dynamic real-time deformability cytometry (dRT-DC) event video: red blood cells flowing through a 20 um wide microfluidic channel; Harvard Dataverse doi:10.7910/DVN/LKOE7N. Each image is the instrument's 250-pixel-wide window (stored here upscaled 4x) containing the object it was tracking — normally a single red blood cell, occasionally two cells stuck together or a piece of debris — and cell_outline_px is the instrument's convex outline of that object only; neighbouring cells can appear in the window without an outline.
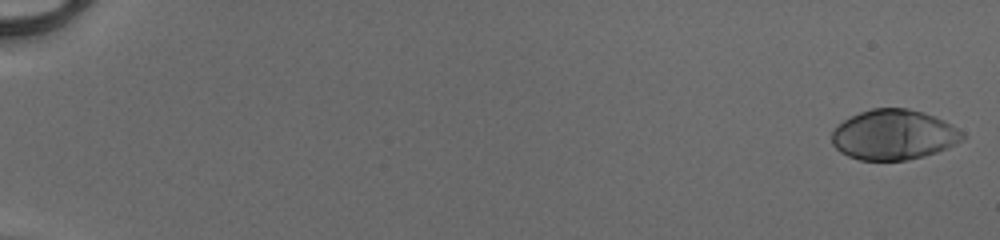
{"species": "human", "species_latin": "Homo sapiens", "temperature_condition": "cold", "stored_images_in_passage": 52, "camera_frame_rate_fps": 3000, "um_per_image_px": 0.085, "donor": {"sex": "male"}, "frame": {"image": 1, "passage_image": 1, "time_ms": 0.0, "image_size_px": [1000, 240], "cell_outline_px": [[964, 140], [948, 148], [924, 156], [908, 160], [860, 160], [848, 156], [840, 152], [832, 144], [832, 132], [844, 120], [860, 112], [872, 108], [908, 108], [924, 112], [944, 120], [952, 124], [964, 132]], "centroid_in_image_um": [76.0, 11.45], "position_along_channel_um": 9.0, "area_um2": 38.32}}
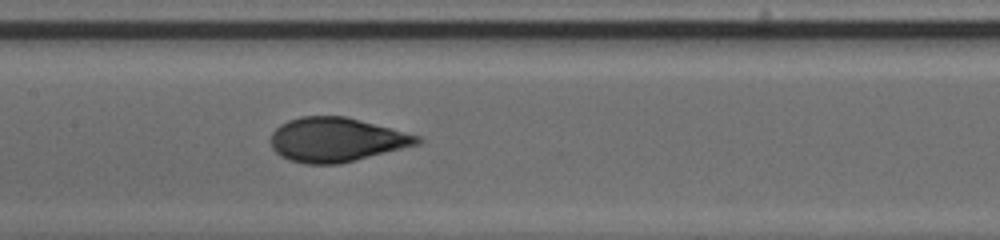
{"frame": {"image": 2, "passage_image": 28, "time_ms": 9.0, "image_size_px": [1000, 240], "cell_outline_px": [[424, 140], [420, 144], [340, 164], [304, 164], [288, 160], [280, 156], [272, 148], [272, 132], [280, 124], [288, 120], [300, 116], [348, 116], [420, 136]], "centroid_in_image_um": [28.6, 11.87], "position_along_channel_um": 178.8, "area_um2": 37.97}}
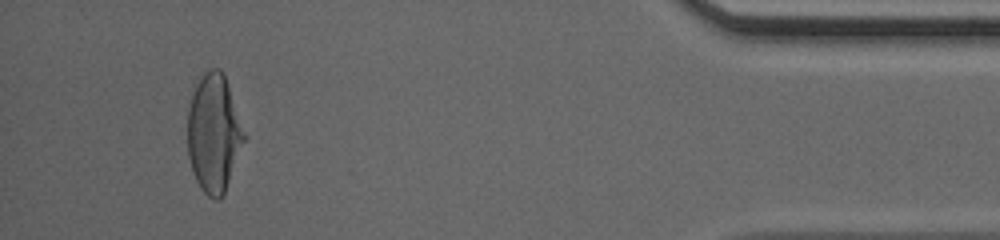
{"frame": {"image": 3, "passage_image": 49, "time_ms": 16.0, "image_size_px": [1000, 240], "cell_outline_px": [[248, 136], [224, 192], [220, 200], [212, 200], [200, 188], [196, 180], [188, 156], [188, 108], [196, 76], [204, 68], [220, 68], [224, 72]], "centroid_in_image_um": [18.19, 11.23], "position_along_channel_um": 417.0, "area_um2": 40.11}, "authors_computed_cell_mechanics": {"area_um2": 37.859, "velocity_mm_per_s": 4.153, "shape_relaxation_time_tau1_ms": 4.3734, "shape_relaxation_time_tau2_ms": null, "deformation_change_tau1": 0.2042, "deformation_change_tau2": null}}